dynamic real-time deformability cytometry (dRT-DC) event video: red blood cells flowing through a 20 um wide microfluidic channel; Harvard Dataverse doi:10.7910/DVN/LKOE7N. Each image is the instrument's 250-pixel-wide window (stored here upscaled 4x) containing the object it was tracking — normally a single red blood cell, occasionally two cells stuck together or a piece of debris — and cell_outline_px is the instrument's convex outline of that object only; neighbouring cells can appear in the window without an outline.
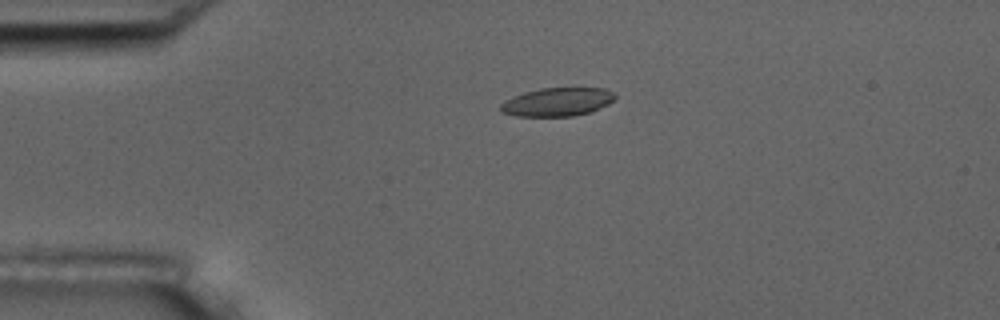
{"species": "common noctule bat (a hibernating species)", "species_latin": "Nyctalus noctula", "temperature_condition": "room temperature", "stored_images_in_passage": 2, "camera_frame_rate_fps": 3000, "um_per_image_px": 0.085, "animal": {"sex": "male", "body_mass_g": 17.5, "forearm_length_mm": 52.3}, "frame": {"image": 1, "passage_image": 1, "time_ms": 0.0, "image_size_px": [1000, 320], "cell_outline_px": [[616, 96], [608, 104], [592, 112], [572, 116], [516, 116], [500, 112], [500, 104], [504, 100], [512, 96], [524, 92], [540, 88], [604, 88], [612, 92]], "centroid_in_image_um": [47.33, 8.67], "position_along_channel_um": 37.7, "area_um2": 19.07}}